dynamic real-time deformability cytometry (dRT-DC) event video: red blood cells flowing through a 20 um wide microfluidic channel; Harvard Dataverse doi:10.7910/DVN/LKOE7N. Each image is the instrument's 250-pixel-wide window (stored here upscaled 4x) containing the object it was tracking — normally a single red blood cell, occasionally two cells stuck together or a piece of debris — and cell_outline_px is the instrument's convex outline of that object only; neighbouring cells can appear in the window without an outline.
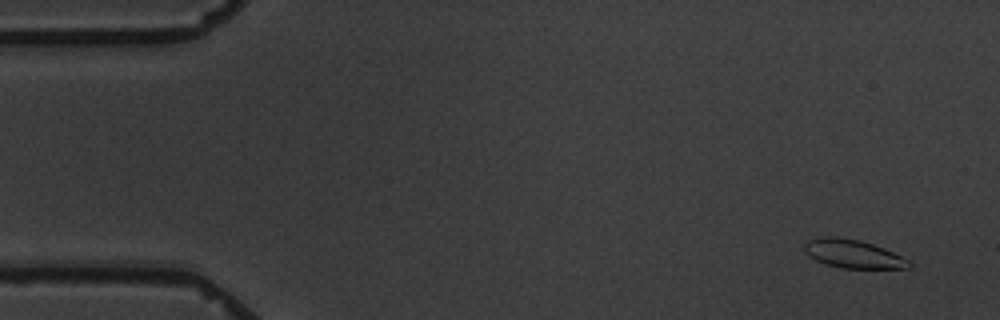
{"species": "common noctule bat (a hibernating species)", "species_latin": "Nyctalus noctula", "temperature_condition": "warm", "stored_images_in_passage": 5, "segment_of_instrument_passage": [2, 2], "camera_frame_rate_fps": 3000, "um_per_image_px": 0.085, "animal": {"sex": "male", "body_mass_g": 19.5, "forearm_length_mm": 54.6}, "frame": {"image": 1, "passage_image": 5, "time_ms": 4.667, "image_size_px": [1000, 320], "cell_outline_px": [[912, 268], [844, 268], [828, 264], [816, 260], [808, 256], [804, 252], [804, 244], [808, 240], [824, 236], [836, 236], [860, 240], [884, 248], [908, 260], [912, 264]], "centroid_in_image_um": [72.49, 21.57], "position_along_channel_um": 12.5, "area_um2": 17.22}}